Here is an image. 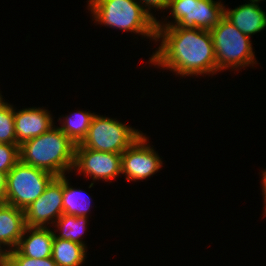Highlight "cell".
Here are the masks:
<instances>
[{
  "label": "cell",
  "mask_w": 266,
  "mask_h": 266,
  "mask_svg": "<svg viewBox=\"0 0 266 266\" xmlns=\"http://www.w3.org/2000/svg\"><path fill=\"white\" fill-rule=\"evenodd\" d=\"M157 41L161 44L149 58L154 66L169 69L182 77L214 75L217 72L210 31L177 26L157 27Z\"/></svg>",
  "instance_id": "1"
},
{
  "label": "cell",
  "mask_w": 266,
  "mask_h": 266,
  "mask_svg": "<svg viewBox=\"0 0 266 266\" xmlns=\"http://www.w3.org/2000/svg\"><path fill=\"white\" fill-rule=\"evenodd\" d=\"M75 144L57 126L23 142L19 146L20 161L56 177L73 172Z\"/></svg>",
  "instance_id": "2"
},
{
  "label": "cell",
  "mask_w": 266,
  "mask_h": 266,
  "mask_svg": "<svg viewBox=\"0 0 266 266\" xmlns=\"http://www.w3.org/2000/svg\"><path fill=\"white\" fill-rule=\"evenodd\" d=\"M95 22L156 40L157 21L137 0H89Z\"/></svg>",
  "instance_id": "3"
},
{
  "label": "cell",
  "mask_w": 266,
  "mask_h": 266,
  "mask_svg": "<svg viewBox=\"0 0 266 266\" xmlns=\"http://www.w3.org/2000/svg\"><path fill=\"white\" fill-rule=\"evenodd\" d=\"M217 72L229 68L254 66L255 61L250 37L240 32L225 16L211 30Z\"/></svg>",
  "instance_id": "4"
},
{
  "label": "cell",
  "mask_w": 266,
  "mask_h": 266,
  "mask_svg": "<svg viewBox=\"0 0 266 266\" xmlns=\"http://www.w3.org/2000/svg\"><path fill=\"white\" fill-rule=\"evenodd\" d=\"M143 134L116 119L95 114L86 137L75 147L122 154Z\"/></svg>",
  "instance_id": "5"
},
{
  "label": "cell",
  "mask_w": 266,
  "mask_h": 266,
  "mask_svg": "<svg viewBox=\"0 0 266 266\" xmlns=\"http://www.w3.org/2000/svg\"><path fill=\"white\" fill-rule=\"evenodd\" d=\"M53 174L19 161L8 173L4 202L25 210L55 178Z\"/></svg>",
  "instance_id": "6"
},
{
  "label": "cell",
  "mask_w": 266,
  "mask_h": 266,
  "mask_svg": "<svg viewBox=\"0 0 266 266\" xmlns=\"http://www.w3.org/2000/svg\"><path fill=\"white\" fill-rule=\"evenodd\" d=\"M224 4L214 0H170L169 17L173 22H159L157 27L177 26L210 31L224 16Z\"/></svg>",
  "instance_id": "7"
},
{
  "label": "cell",
  "mask_w": 266,
  "mask_h": 266,
  "mask_svg": "<svg viewBox=\"0 0 266 266\" xmlns=\"http://www.w3.org/2000/svg\"><path fill=\"white\" fill-rule=\"evenodd\" d=\"M63 214V175L55 177L45 191L24 210L27 227L47 228Z\"/></svg>",
  "instance_id": "8"
},
{
  "label": "cell",
  "mask_w": 266,
  "mask_h": 266,
  "mask_svg": "<svg viewBox=\"0 0 266 266\" xmlns=\"http://www.w3.org/2000/svg\"><path fill=\"white\" fill-rule=\"evenodd\" d=\"M96 180L109 181L122 174V154L75 147L73 170Z\"/></svg>",
  "instance_id": "9"
},
{
  "label": "cell",
  "mask_w": 266,
  "mask_h": 266,
  "mask_svg": "<svg viewBox=\"0 0 266 266\" xmlns=\"http://www.w3.org/2000/svg\"><path fill=\"white\" fill-rule=\"evenodd\" d=\"M147 138L143 134L122 153V174H125L127 181L147 179L162 167V158Z\"/></svg>",
  "instance_id": "10"
},
{
  "label": "cell",
  "mask_w": 266,
  "mask_h": 266,
  "mask_svg": "<svg viewBox=\"0 0 266 266\" xmlns=\"http://www.w3.org/2000/svg\"><path fill=\"white\" fill-rule=\"evenodd\" d=\"M50 111L38 108H23L19 111L14 109V124L17 143L38 137L42 133L48 132L54 125Z\"/></svg>",
  "instance_id": "11"
},
{
  "label": "cell",
  "mask_w": 266,
  "mask_h": 266,
  "mask_svg": "<svg viewBox=\"0 0 266 266\" xmlns=\"http://www.w3.org/2000/svg\"><path fill=\"white\" fill-rule=\"evenodd\" d=\"M249 2L235 9L224 8V16L240 32L251 38V35L266 28V12L259 6V2L253 0Z\"/></svg>",
  "instance_id": "12"
},
{
  "label": "cell",
  "mask_w": 266,
  "mask_h": 266,
  "mask_svg": "<svg viewBox=\"0 0 266 266\" xmlns=\"http://www.w3.org/2000/svg\"><path fill=\"white\" fill-rule=\"evenodd\" d=\"M51 227H25L23 235L15 248L21 255L33 259L52 257V242L55 236ZM27 234V236H26Z\"/></svg>",
  "instance_id": "13"
},
{
  "label": "cell",
  "mask_w": 266,
  "mask_h": 266,
  "mask_svg": "<svg viewBox=\"0 0 266 266\" xmlns=\"http://www.w3.org/2000/svg\"><path fill=\"white\" fill-rule=\"evenodd\" d=\"M25 227L24 210L6 203L0 207V243L3 247L9 251L15 249Z\"/></svg>",
  "instance_id": "14"
},
{
  "label": "cell",
  "mask_w": 266,
  "mask_h": 266,
  "mask_svg": "<svg viewBox=\"0 0 266 266\" xmlns=\"http://www.w3.org/2000/svg\"><path fill=\"white\" fill-rule=\"evenodd\" d=\"M87 248L79 243L54 236L52 259L57 266H81L84 263Z\"/></svg>",
  "instance_id": "15"
},
{
  "label": "cell",
  "mask_w": 266,
  "mask_h": 266,
  "mask_svg": "<svg viewBox=\"0 0 266 266\" xmlns=\"http://www.w3.org/2000/svg\"><path fill=\"white\" fill-rule=\"evenodd\" d=\"M67 176L63 175V213L73 216H86L90 213L91 199L85 191L72 188Z\"/></svg>",
  "instance_id": "16"
},
{
  "label": "cell",
  "mask_w": 266,
  "mask_h": 266,
  "mask_svg": "<svg viewBox=\"0 0 266 266\" xmlns=\"http://www.w3.org/2000/svg\"><path fill=\"white\" fill-rule=\"evenodd\" d=\"M88 217L86 216H73L62 214L56 221L54 226L57 228L55 236L60 239L70 240L76 243H79L85 247L86 244L83 241L81 236L84 235V232L87 228ZM59 231V234L56 235V232ZM82 239V240H81Z\"/></svg>",
  "instance_id": "17"
},
{
  "label": "cell",
  "mask_w": 266,
  "mask_h": 266,
  "mask_svg": "<svg viewBox=\"0 0 266 266\" xmlns=\"http://www.w3.org/2000/svg\"><path fill=\"white\" fill-rule=\"evenodd\" d=\"M94 116L95 113L78 110L64 116L63 120H60L63 121L62 125L58 128L77 145L86 137Z\"/></svg>",
  "instance_id": "18"
},
{
  "label": "cell",
  "mask_w": 266,
  "mask_h": 266,
  "mask_svg": "<svg viewBox=\"0 0 266 266\" xmlns=\"http://www.w3.org/2000/svg\"><path fill=\"white\" fill-rule=\"evenodd\" d=\"M0 143L19 145L15 135L13 105L0 102Z\"/></svg>",
  "instance_id": "19"
},
{
  "label": "cell",
  "mask_w": 266,
  "mask_h": 266,
  "mask_svg": "<svg viewBox=\"0 0 266 266\" xmlns=\"http://www.w3.org/2000/svg\"><path fill=\"white\" fill-rule=\"evenodd\" d=\"M19 146L0 143V171L8 173L19 161Z\"/></svg>",
  "instance_id": "20"
},
{
  "label": "cell",
  "mask_w": 266,
  "mask_h": 266,
  "mask_svg": "<svg viewBox=\"0 0 266 266\" xmlns=\"http://www.w3.org/2000/svg\"><path fill=\"white\" fill-rule=\"evenodd\" d=\"M7 266H57L52 257L33 259L21 255L16 249L8 252Z\"/></svg>",
  "instance_id": "21"
},
{
  "label": "cell",
  "mask_w": 266,
  "mask_h": 266,
  "mask_svg": "<svg viewBox=\"0 0 266 266\" xmlns=\"http://www.w3.org/2000/svg\"><path fill=\"white\" fill-rule=\"evenodd\" d=\"M143 8L157 21L156 17H154L153 12L151 13V9L157 10H167L170 4V0H137Z\"/></svg>",
  "instance_id": "22"
},
{
  "label": "cell",
  "mask_w": 266,
  "mask_h": 266,
  "mask_svg": "<svg viewBox=\"0 0 266 266\" xmlns=\"http://www.w3.org/2000/svg\"><path fill=\"white\" fill-rule=\"evenodd\" d=\"M7 184V173L0 171V198L4 200Z\"/></svg>",
  "instance_id": "23"
},
{
  "label": "cell",
  "mask_w": 266,
  "mask_h": 266,
  "mask_svg": "<svg viewBox=\"0 0 266 266\" xmlns=\"http://www.w3.org/2000/svg\"><path fill=\"white\" fill-rule=\"evenodd\" d=\"M1 246H3V245L0 243V266H6L8 263L9 250L6 248H3Z\"/></svg>",
  "instance_id": "24"
},
{
  "label": "cell",
  "mask_w": 266,
  "mask_h": 266,
  "mask_svg": "<svg viewBox=\"0 0 266 266\" xmlns=\"http://www.w3.org/2000/svg\"><path fill=\"white\" fill-rule=\"evenodd\" d=\"M262 193H263V199H264V214L266 215V170L262 171Z\"/></svg>",
  "instance_id": "25"
},
{
  "label": "cell",
  "mask_w": 266,
  "mask_h": 266,
  "mask_svg": "<svg viewBox=\"0 0 266 266\" xmlns=\"http://www.w3.org/2000/svg\"><path fill=\"white\" fill-rule=\"evenodd\" d=\"M4 200L0 198V207L4 204Z\"/></svg>",
  "instance_id": "26"
},
{
  "label": "cell",
  "mask_w": 266,
  "mask_h": 266,
  "mask_svg": "<svg viewBox=\"0 0 266 266\" xmlns=\"http://www.w3.org/2000/svg\"><path fill=\"white\" fill-rule=\"evenodd\" d=\"M3 101V96H2V94L0 93V102H2Z\"/></svg>",
  "instance_id": "27"
}]
</instances>
